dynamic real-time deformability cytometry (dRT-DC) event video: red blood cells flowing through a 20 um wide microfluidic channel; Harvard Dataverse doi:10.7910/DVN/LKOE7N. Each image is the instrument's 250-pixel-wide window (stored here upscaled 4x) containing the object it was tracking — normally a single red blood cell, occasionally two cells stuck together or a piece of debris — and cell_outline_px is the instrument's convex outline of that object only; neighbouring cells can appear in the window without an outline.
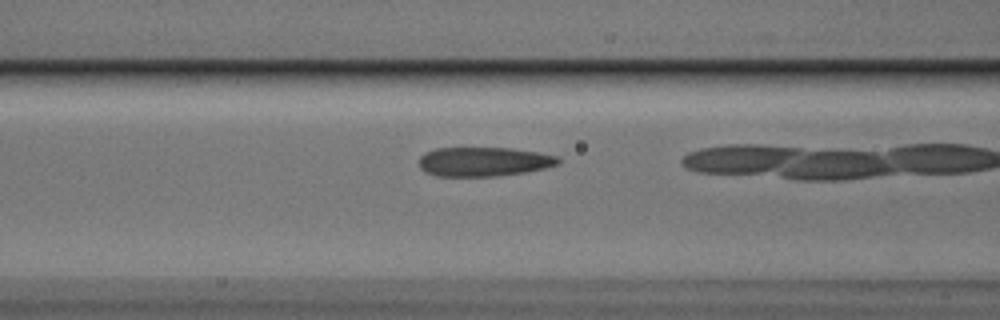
{"species": "Egyptian fruit bat (a non-hibernating species)", "species_latin": "Rousettus aegyptiacus", "temperature_condition": "cold", "stored_images_in_passage": 9, "camera_frame_rate_fps": 3000, "um_per_image_px": 0.085, "animal": {"sex": "male"}, "frame": {"image": 1, "passage_image": 7, "time_ms": 2.0, "image_size_px": [1000, 320], "cell_outline_px": [[560, 164], [544, 168], [524, 172], [500, 176], [436, 176], [424, 172], [420, 168], [420, 156], [424, 152], [436, 148], [512, 148], [560, 156]], "centroid_in_image_um": [41.12, 13.74], "position_along_channel_um": 125.5, "area_um2": 23.87}}